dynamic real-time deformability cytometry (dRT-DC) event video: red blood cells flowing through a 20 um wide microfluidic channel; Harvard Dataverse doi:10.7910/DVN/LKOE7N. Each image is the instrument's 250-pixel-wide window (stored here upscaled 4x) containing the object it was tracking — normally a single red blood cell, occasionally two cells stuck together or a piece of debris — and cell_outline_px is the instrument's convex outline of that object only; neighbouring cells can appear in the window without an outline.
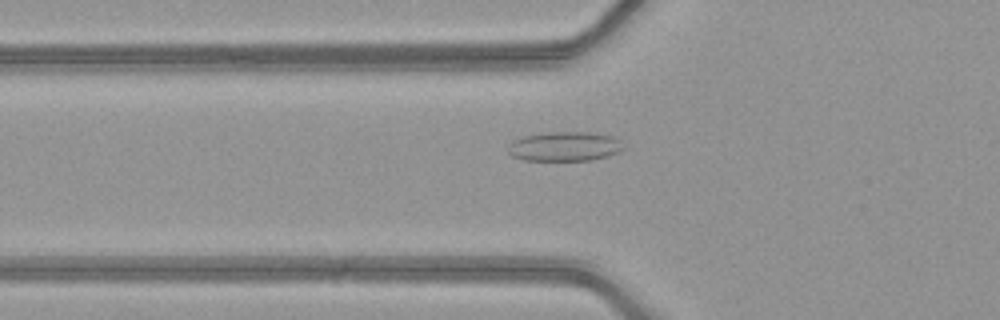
{"species": "common noctule bat (a hibernating species)", "species_latin": "Nyctalus noctula", "temperature_condition": "warm", "stored_images_in_passage": 50, "camera_frame_rate_fps": 3000, "um_per_image_px": 0.085, "animal": {"sex": "female", "body_mass_g": 21.9}, "frame": {"image": 1, "passage_image": 19, "time_ms": 6.0, "image_size_px": [1000, 320], "cell_outline_px": [[624, 148], [620, 152], [608, 156], [592, 160], [524, 160], [512, 156], [508, 152], [508, 144], [512, 140], [524, 136], [540, 132], [588, 132], [612, 136], [620, 140]], "centroid_in_image_um": [47.98, 12.44], "position_along_channel_um": 77.8, "area_um2": 20.0}}
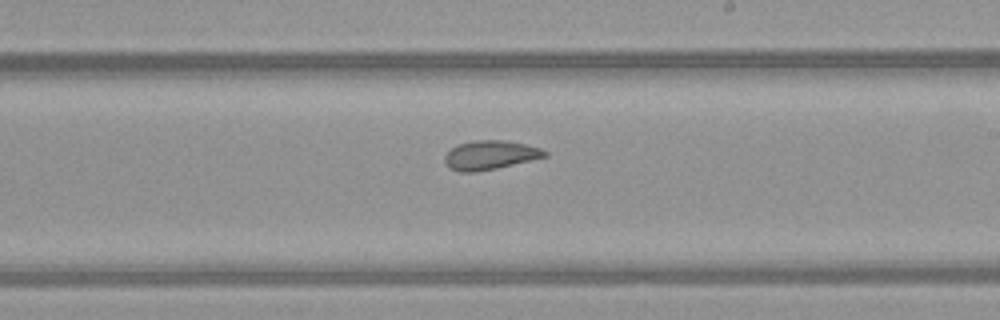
{"frame": {"image": 2, "passage_image": 31, "time_ms": 10.0, "image_size_px": [1000, 320], "cell_outline_px": [[548, 156], [496, 168], [476, 172], [460, 172], [452, 168], [444, 160], [444, 156], [456, 144], [476, 140], [504, 140], [524, 144], [540, 148], [548, 152]], "centroid_in_image_um": [41.67, 13.17], "position_along_channel_um": 247.3, "area_um2": 16.7}}
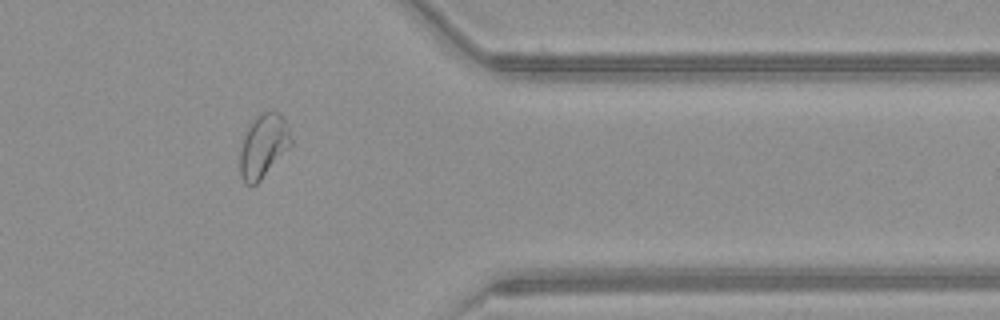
{"frame": {"image": 3, "passage_image": 42, "time_ms": 13.667, "image_size_px": [1000, 320], "cell_outline_px": [[292, 144], [260, 180], [256, 184], [244, 184], [240, 172], [240, 152], [244, 136], [252, 120], [260, 112], [280, 112], [288, 124], [292, 136]], "centroid_in_image_um": [22.4, 12.37], "position_along_channel_um": 389.0, "area_um2": 18.79}, "authors_computed_cell_mechanics": {"area_um2": 20.4901, "velocity_mm_per_s": 4.2056, "shape_relaxation_time_tau1_ms": null, "shape_relaxation_time_tau2_ms": 1.5811, "deformation_change_tau1": null, "deformation_change_tau2": 0.0787}}